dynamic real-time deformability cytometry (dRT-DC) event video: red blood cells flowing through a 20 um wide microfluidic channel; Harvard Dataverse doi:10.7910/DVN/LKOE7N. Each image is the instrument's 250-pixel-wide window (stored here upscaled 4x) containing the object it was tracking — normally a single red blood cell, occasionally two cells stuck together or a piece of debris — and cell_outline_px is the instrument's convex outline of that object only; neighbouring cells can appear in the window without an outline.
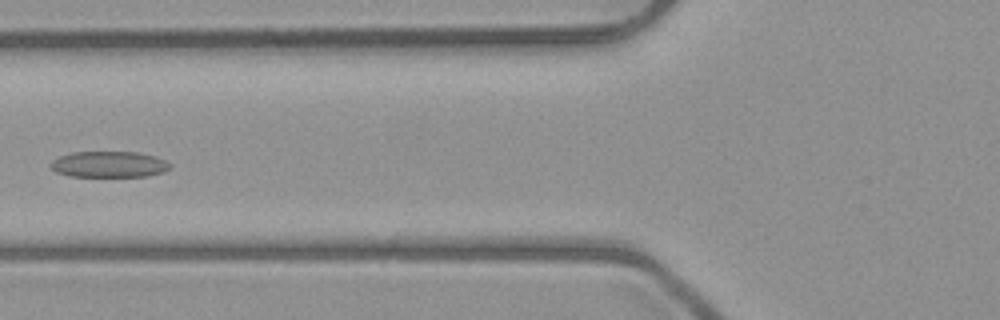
{"species": "common noctule bat (a hibernating species)", "species_latin": "Nyctalus noctula", "temperature_condition": "room temperature", "stored_images_in_passage": 7, "camera_frame_rate_fps": 3000, "um_per_image_px": 0.085, "animal": {"sex": "male", "body_mass_g": 23.1, "forearm_length_mm": 52.7}, "frame": {"image": 1, "passage_image": 6, "time_ms": 6.667, "image_size_px": [1000, 320], "cell_outline_px": [[172, 164], [164, 172], [148, 176], [68, 176], [56, 172], [48, 164], [52, 160], [60, 156], [72, 152], [136, 152], [152, 156], [164, 160]], "centroid_in_image_um": [9.23, 13.97], "position_along_channel_um": 116.6, "area_um2": 18.03}}
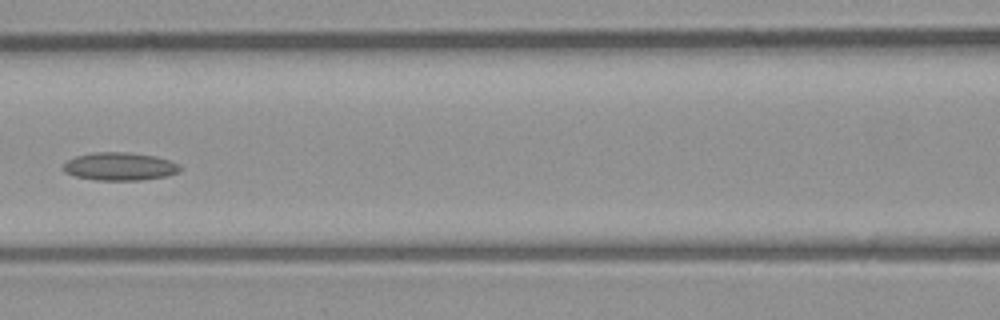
{"frame": {"image": 2, "passage_image": 7, "time_ms": 7.667, "image_size_px": [1000, 320], "cell_outline_px": [[180, 172], [168, 176], [140, 180], [96, 180], [76, 176], [64, 172], [60, 168], [68, 160], [76, 156], [96, 152], [124, 152], [156, 156], [180, 164]], "centroid_in_image_um": [10.18, 14.15], "position_along_channel_um": 156.4, "area_um2": 19.07}}